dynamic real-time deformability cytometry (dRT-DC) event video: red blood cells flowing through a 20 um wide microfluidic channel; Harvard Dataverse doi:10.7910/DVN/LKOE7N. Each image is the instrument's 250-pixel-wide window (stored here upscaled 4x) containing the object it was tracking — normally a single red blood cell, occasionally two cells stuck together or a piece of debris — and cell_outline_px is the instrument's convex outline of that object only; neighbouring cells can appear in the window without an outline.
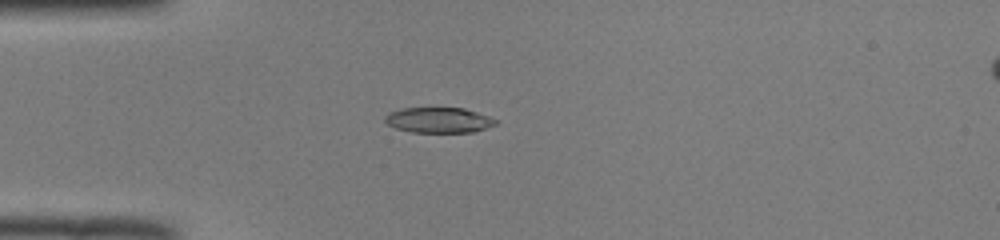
{"species": "common noctule bat (a hibernating species)", "species_latin": "Nyctalus noctula", "temperature_condition": "room temperature", "stored_images_in_passage": 38, "camera_frame_rate_fps": 3000, "um_per_image_px": 0.085, "animal": {"sex": "male", "body_mass_g": 19.0, "forearm_length_mm": 50.8}, "frame": {"image": 1, "passage_image": 1, "time_ms": 0.0, "image_size_px": [1000, 240], "cell_outline_px": [[496, 124], [472, 132], [412, 132], [396, 128], [388, 124], [384, 120], [384, 116], [388, 112], [400, 108], [464, 108], [488, 116], [496, 120]], "centroid_in_image_um": [37.23, 10.2], "position_along_channel_um": 47.8, "area_um2": 16.24}}
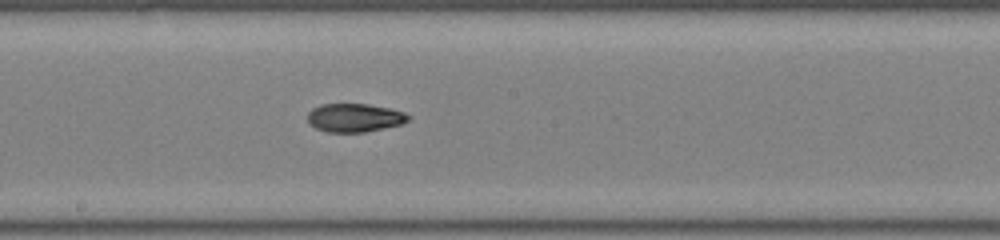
{"frame": {"image": 2, "passage_image": 15, "time_ms": 4.667, "image_size_px": [1000, 240], "cell_outline_px": [[412, 116], [408, 120], [400, 124], [384, 128], [364, 132], [328, 132], [316, 128], [308, 124], [308, 112], [312, 108], [320, 104], [368, 104], [388, 108], [404, 112]], "centroid_in_image_um": [30.11, 10.0], "position_along_channel_um": 218.1, "area_um2": 16.7}}
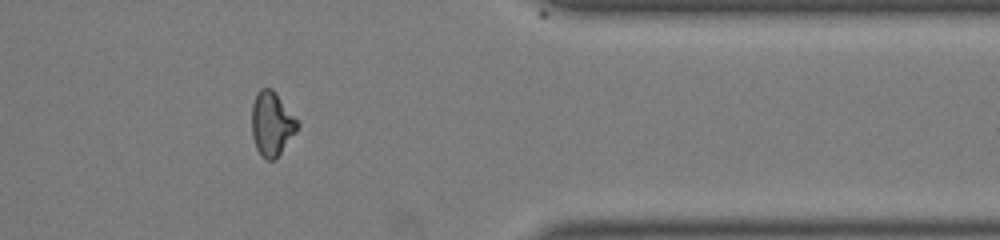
{"frame": {"image": 3, "passage_image": 29, "time_ms": 9.333, "image_size_px": [1000, 240], "cell_outline_px": [[300, 124], [296, 132], [280, 152], [272, 160], [268, 160], [256, 148], [252, 136], [252, 104], [256, 92], [260, 88], [272, 88], [276, 92], [300, 120]], "centroid_in_image_um": [23.12, 10.44], "position_along_channel_um": 388.3, "area_um2": 17.17}, "authors_computed_cell_mechanics": {"area_um2": 17.051, "velocity_mm_per_s": 3.9848, "shape_relaxation_time_tau1_ms": 9.7759, "shape_relaxation_time_tau2_ms": 2.7997, "deformation_change_tau1": 0.2652, "deformation_change_tau2": 0.0764}}